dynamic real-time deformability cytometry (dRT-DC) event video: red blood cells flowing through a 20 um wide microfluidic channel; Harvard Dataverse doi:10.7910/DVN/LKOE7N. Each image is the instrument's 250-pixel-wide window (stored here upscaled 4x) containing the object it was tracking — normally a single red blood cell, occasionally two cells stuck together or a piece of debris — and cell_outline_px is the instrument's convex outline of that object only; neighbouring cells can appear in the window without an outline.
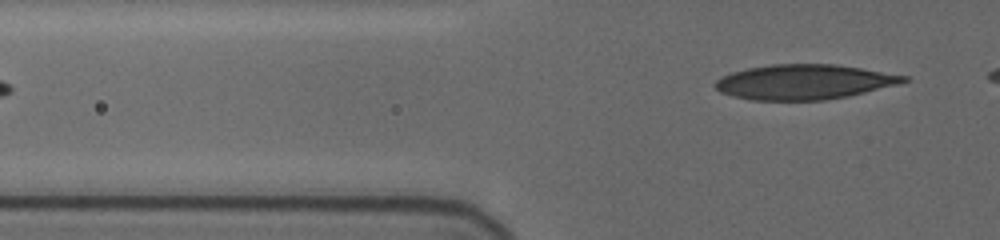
{"species": "human", "species_latin": "Homo sapiens", "temperature_condition": "cold", "stored_images_in_passage": 6, "segment_of_instrument_passage": [2, 2], "camera_frame_rate_fps": 3000, "um_per_image_px": 0.085, "donor": {"sex": "female"}, "frame": {"image": 1, "passage_image": 6, "time_ms": 5.667, "image_size_px": [1000, 240], "cell_outline_px": [[908, 80], [896, 84], [848, 96], [824, 100], [752, 100], [732, 96], [720, 92], [712, 84], [720, 76], [732, 72], [748, 68], [772, 64], [836, 64], [908, 76]], "centroid_in_image_um": [68.27, 6.96], "position_along_channel_um": 57.5, "area_um2": 38.15}}